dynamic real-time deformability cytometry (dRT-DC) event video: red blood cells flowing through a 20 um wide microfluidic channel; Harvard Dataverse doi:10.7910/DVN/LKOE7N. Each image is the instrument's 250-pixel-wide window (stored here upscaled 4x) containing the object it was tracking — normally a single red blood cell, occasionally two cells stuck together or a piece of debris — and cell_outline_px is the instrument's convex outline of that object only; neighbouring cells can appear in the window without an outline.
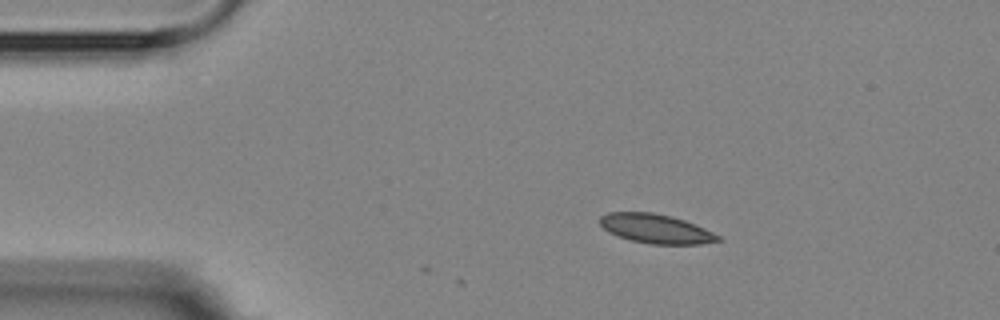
{"species": "Egyptian fruit bat (a non-hibernating species)", "species_latin": "Rousettus aegyptiacus", "temperature_condition": "room temperature", "stored_images_in_passage": 6, "camera_frame_rate_fps": 3000, "um_per_image_px": 0.085, "animal": {"sex": "female"}, "frame": {"image": 1, "passage_image": 2, "time_ms": 1.0, "image_size_px": [1000, 320], "cell_outline_px": [[724, 240], [700, 244], [648, 244], [616, 236], [608, 232], [600, 224], [600, 216], [608, 212], [652, 212], [672, 216], [684, 220], [704, 228], [720, 236]], "centroid_in_image_um": [55.74, 19.44], "position_along_channel_um": 29.3, "area_um2": 20.17}}
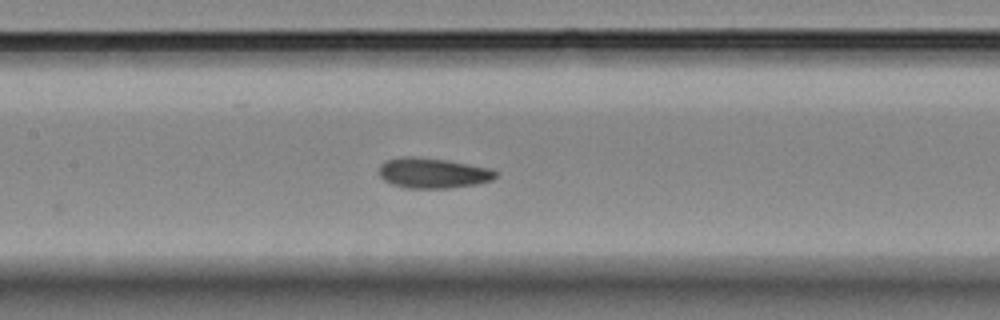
{"frame": {"image": 2, "passage_image": 6, "time_ms": 6.333, "image_size_px": [1000, 320], "cell_outline_px": [[500, 176], [492, 180], [476, 184], [448, 188], [408, 188], [392, 184], [384, 180], [380, 176], [380, 164], [384, 160], [404, 156], [412, 156], [448, 160], [492, 168], [500, 172]], "centroid_in_image_um": [36.85, 14.7], "position_along_channel_um": 170.5, "area_um2": 20.87}}